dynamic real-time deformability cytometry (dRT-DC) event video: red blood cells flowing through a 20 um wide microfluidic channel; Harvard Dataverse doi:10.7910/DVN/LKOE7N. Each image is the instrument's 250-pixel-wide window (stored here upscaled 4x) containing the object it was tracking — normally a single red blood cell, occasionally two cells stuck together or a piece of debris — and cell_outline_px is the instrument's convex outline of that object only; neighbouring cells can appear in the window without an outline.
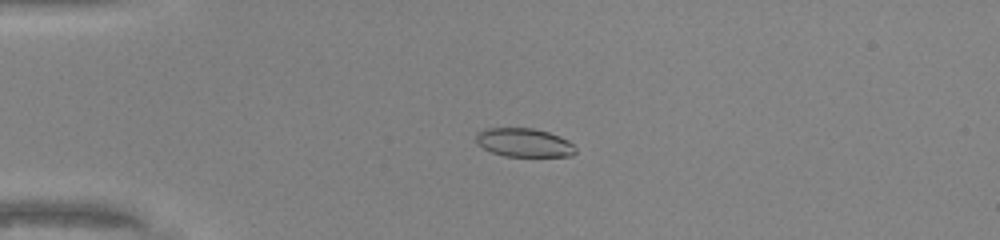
{"species": "common noctule bat (a hibernating species)", "species_latin": "Nyctalus noctula", "temperature_condition": "warm", "stored_images_in_passage": 48, "camera_frame_rate_fps": 3000, "um_per_image_px": 0.085, "animal": {"sex": "male", "body_mass_g": 20.0, "forearm_length_mm": 53.3}, "frame": {"image": 1, "passage_image": 12, "time_ms": 3.667, "image_size_px": [1000, 240], "cell_outline_px": [[576, 152], [572, 156], [504, 156], [492, 152], [484, 148], [476, 140], [476, 132], [488, 128], [532, 128], [548, 132], [560, 136], [568, 140], [576, 148]], "centroid_in_image_um": [44.57, 12.12], "position_along_channel_um": 40.4, "area_um2": 16.53}}
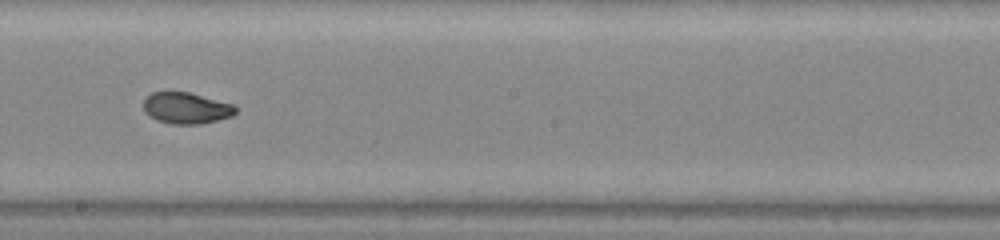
{"frame": {"image": 2, "passage_image": 28, "time_ms": 9.0, "image_size_px": [1000, 240], "cell_outline_px": [[236, 112], [232, 116], [200, 124], [172, 124], [156, 120], [148, 116], [144, 112], [144, 100], [152, 92], [188, 92], [232, 104], [236, 108]], "centroid_in_image_um": [15.8, 9.2], "position_along_channel_um": 232.4, "area_um2": 16.65}}
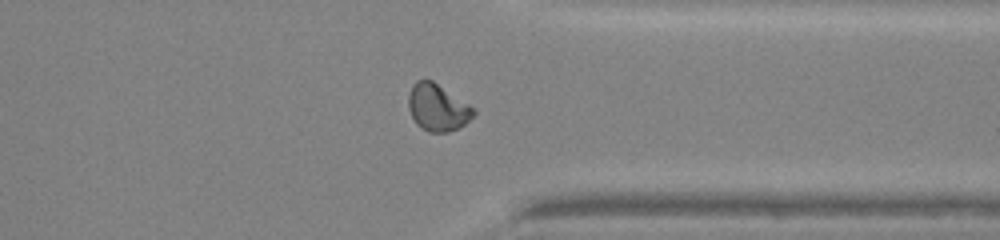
{"frame": {"image": 3, "passage_image": 38, "time_ms": 12.333, "image_size_px": [1000, 240], "cell_outline_px": [[476, 112], [464, 124], [448, 132], [428, 132], [420, 128], [416, 124], [408, 108], [408, 96], [412, 84], [416, 80], [432, 80], [468, 104]], "centroid_in_image_um": [37.14, 9.14], "position_along_channel_um": 374.3, "area_um2": 17.57}, "authors_computed_cell_mechanics": {"area_um2": 17.5712, "velocity_mm_per_s": 4.3023, "shape_relaxation_time_tau1_ms": 4.7285, "shape_relaxation_time_tau2_ms": 1.0187, "deformation_change_tau1": 0.1626, "deformation_change_tau2": 0.0439}}